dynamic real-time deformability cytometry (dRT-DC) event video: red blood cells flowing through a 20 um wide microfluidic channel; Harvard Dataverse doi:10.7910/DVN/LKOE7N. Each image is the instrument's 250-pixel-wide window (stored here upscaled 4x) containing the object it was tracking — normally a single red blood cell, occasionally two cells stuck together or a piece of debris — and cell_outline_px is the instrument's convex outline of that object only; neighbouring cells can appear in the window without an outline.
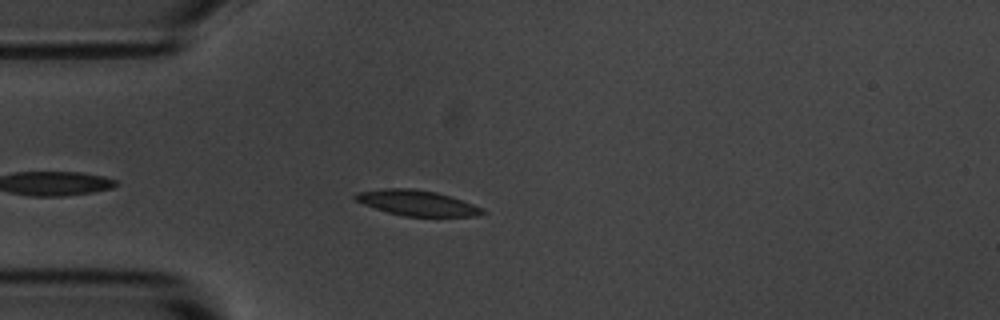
{"species": "common noctule bat (a hibernating species)", "species_latin": "Nyctalus noctula", "temperature_condition": "room temperature", "stored_images_in_passage": 3, "camera_frame_rate_fps": 3000, "um_per_image_px": 0.085, "animal": {"sex": "male", "body_mass_g": 20.1, "forearm_length_mm": 53.5}, "frame": {"image": 1, "passage_image": 1, "time_ms": 0.0, "image_size_px": [1000, 320], "cell_outline_px": [[488, 212], [476, 216], [404, 216], [388, 212], [364, 204], [356, 200], [352, 196], [356, 192], [384, 188], [412, 188], [436, 192], [484, 208]], "centroid_in_image_um": [35.44, 17.24], "position_along_channel_um": 49.6, "area_um2": 18.67}}